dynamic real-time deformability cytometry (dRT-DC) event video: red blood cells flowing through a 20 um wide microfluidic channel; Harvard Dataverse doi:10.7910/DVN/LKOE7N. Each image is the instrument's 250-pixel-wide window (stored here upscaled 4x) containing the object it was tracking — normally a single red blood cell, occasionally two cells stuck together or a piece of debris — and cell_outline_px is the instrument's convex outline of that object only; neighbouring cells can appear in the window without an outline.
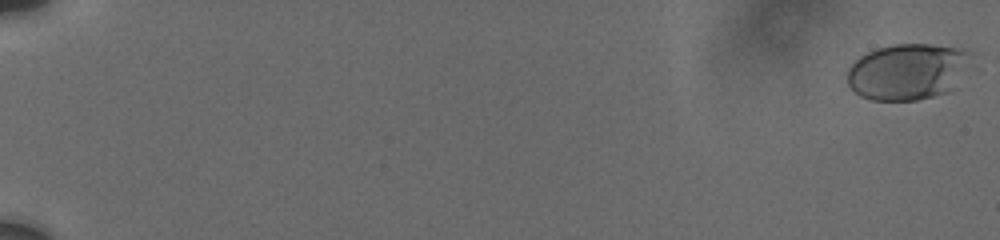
{"species": "human", "species_latin": "Homo sapiens", "temperature_condition": "cold", "stored_images_in_passage": 33, "camera_frame_rate_fps": 3000, "um_per_image_px": 0.085, "donor": {"sex": "male"}, "frame": {"image": 1, "passage_image": 2, "time_ms": 0.333, "image_size_px": [1000, 240], "cell_outline_px": [[972, 52], [948, 92], [916, 100], [872, 100], [860, 96], [848, 84], [848, 68], [860, 56], [876, 48], [892, 44], [928, 44], [960, 48]], "centroid_in_image_um": [77.06, 6.07], "position_along_channel_um": 7.9, "area_um2": 39.65}}
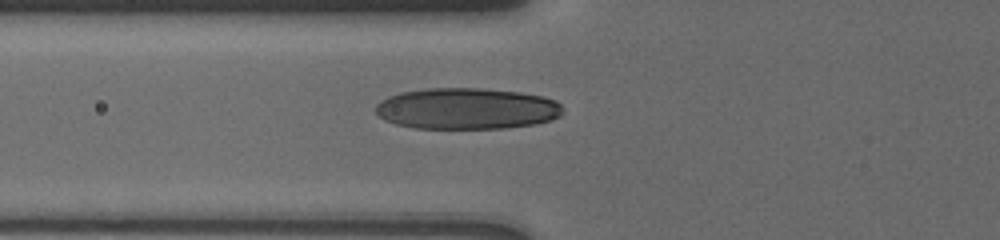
{"frame": {"image": 2, "passage_image": 21, "time_ms": 8.333, "image_size_px": [1000, 240], "cell_outline_px": [[564, 112], [560, 116], [552, 120], [536, 124], [504, 128], [416, 128], [396, 124], [384, 120], [376, 112], [376, 104], [380, 100], [388, 96], [400, 92], [428, 88], [480, 88], [520, 92], [540, 96], [556, 100], [564, 108]], "centroid_in_image_um": [39.69, 9.23], "position_along_channel_um": 86.1, "area_um2": 45.26}}
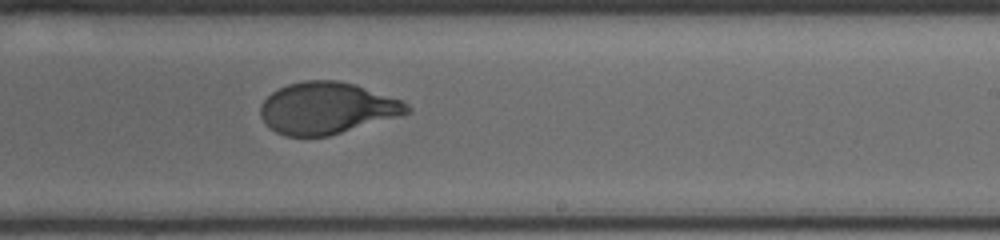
{"frame": {"image": 3, "passage_image": 33, "time_ms": 13.0, "image_size_px": [1000, 240], "cell_outline_px": [[412, 112], [328, 136], [284, 136], [276, 132], [260, 116], [260, 104], [272, 92], [288, 84], [304, 80], [336, 80], [356, 84], [400, 100], [408, 104], [412, 108]], "centroid_in_image_um": [27.79, 9.18], "position_along_channel_um": 261.2, "area_um2": 43.87}}